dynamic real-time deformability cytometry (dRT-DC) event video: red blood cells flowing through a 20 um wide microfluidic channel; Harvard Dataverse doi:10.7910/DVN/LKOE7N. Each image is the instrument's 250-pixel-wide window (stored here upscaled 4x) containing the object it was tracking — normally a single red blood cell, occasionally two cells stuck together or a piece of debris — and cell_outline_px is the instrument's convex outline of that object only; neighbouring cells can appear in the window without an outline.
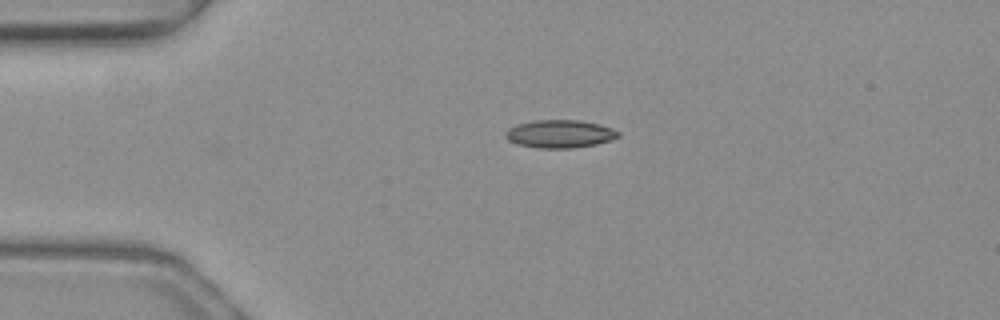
{"species": "common noctule bat (a hibernating species)", "species_latin": "Nyctalus noctula", "temperature_condition": "warm", "stored_images_in_passage": 40, "camera_frame_rate_fps": 3000, "um_per_image_px": 0.085, "animal": {"sex": "female", "body_mass_g": 19.3, "forearm_length_mm": 54.1}, "frame": {"image": 1, "passage_image": 1, "time_ms": 0.0, "image_size_px": [1000, 320], "cell_outline_px": [[620, 136], [596, 144], [572, 148], [540, 148], [516, 144], [508, 140], [504, 136], [504, 132], [508, 128], [516, 124], [532, 120], [580, 120], [600, 124], [612, 128], [620, 132]], "centroid_in_image_um": [47.54, 11.37], "position_along_channel_um": 37.5, "area_um2": 18.5}}
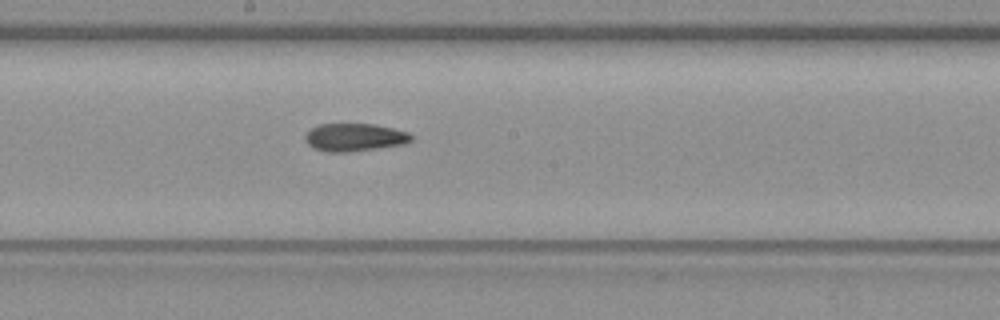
{"frame": {"image": 2, "passage_image": 17, "time_ms": 5.333, "image_size_px": [1000, 320], "cell_outline_px": [[412, 140], [404, 144], [348, 152], [328, 152], [316, 148], [308, 144], [304, 140], [304, 136], [312, 128], [320, 124], [372, 124], [392, 128], [408, 132], [412, 136]], "centroid_in_image_um": [30.13, 11.67], "position_along_channel_um": 218.1, "area_um2": 16.99}}
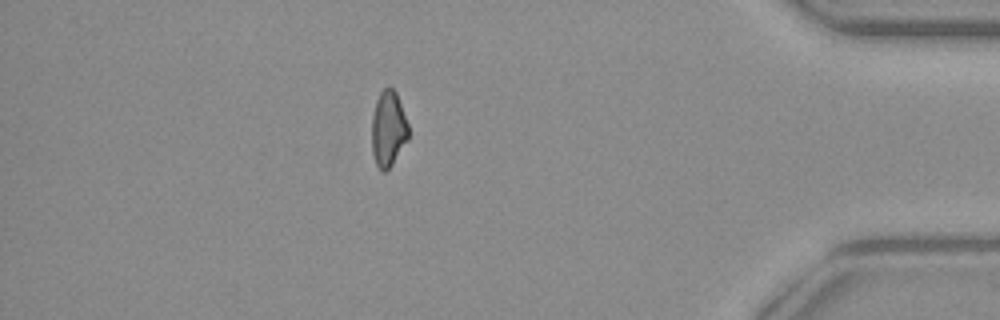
{"frame": {"image": 3, "passage_image": 34, "time_ms": 11.0, "image_size_px": [1000, 320], "cell_outline_px": [[408, 140], [392, 164], [384, 172], [380, 172], [376, 164], [372, 152], [372, 116], [376, 100], [380, 92], [388, 84], [396, 92], [408, 124]], "centroid_in_image_um": [32.99, 10.94], "position_along_channel_um": 402.2, "area_um2": 16.24}, "authors_computed_cell_mechanics": {"area_um2": 17.3689, "velocity_mm_per_s": 4.0253, "shape_relaxation_time_tau1_ms": 9.064, "shape_relaxation_time_tau2_ms": 3.8389, "deformation_change_tau1": 0.2127, "deformation_change_tau2": 0.1069}}